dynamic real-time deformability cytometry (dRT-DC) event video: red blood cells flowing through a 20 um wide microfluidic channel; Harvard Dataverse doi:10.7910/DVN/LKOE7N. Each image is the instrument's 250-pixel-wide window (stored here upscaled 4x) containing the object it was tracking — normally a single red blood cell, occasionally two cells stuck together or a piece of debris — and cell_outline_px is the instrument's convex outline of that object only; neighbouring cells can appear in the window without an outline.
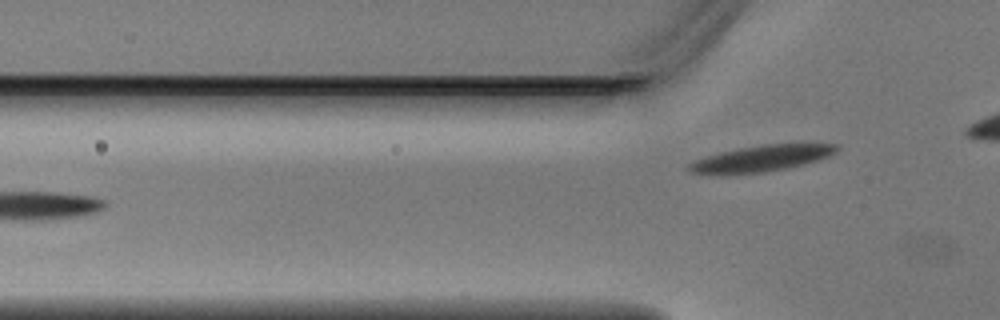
{"species": "Egyptian fruit bat (a non-hibernating species)", "species_latin": "Rousettus aegyptiacus", "temperature_condition": "warm", "stored_images_in_passage": 6, "camera_frame_rate_fps": 3000, "um_per_image_px": 0.085, "animal": {"sex": "male"}, "frame": {"image": 1, "passage_image": 6, "time_ms": 1.667, "image_size_px": [1000, 320], "cell_outline_px": [[840, 148], [836, 152], [828, 156], [816, 160], [788, 168], [764, 172], [728, 176], [724, 176], [688, 172], [684, 168], [688, 164], [696, 160], [720, 152], [740, 148], [764, 144], [836, 144]], "centroid_in_image_um": [64.62, 13.5], "position_along_channel_um": 61.2, "area_um2": 22.77}}